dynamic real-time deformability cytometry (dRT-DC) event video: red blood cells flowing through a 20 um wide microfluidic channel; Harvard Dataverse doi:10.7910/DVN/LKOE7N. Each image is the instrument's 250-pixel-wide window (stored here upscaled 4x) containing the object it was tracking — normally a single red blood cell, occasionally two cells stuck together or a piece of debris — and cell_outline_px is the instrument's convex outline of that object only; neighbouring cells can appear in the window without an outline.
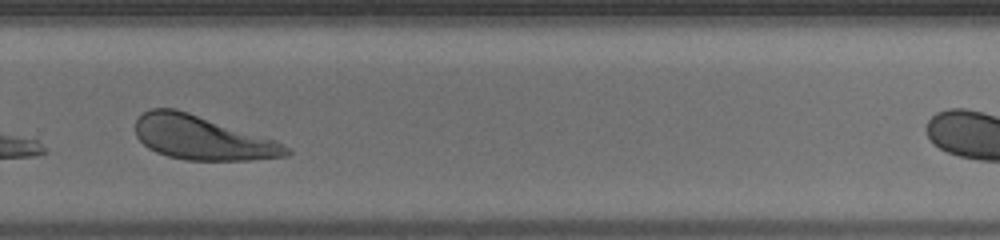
{"species": "human", "species_latin": "Homo sapiens", "temperature_condition": "warm", "stored_images_in_passage": 26, "camera_frame_rate_fps": 3000, "um_per_image_px": 0.085, "donor": {"sex": "male"}, "frame": {"image": 1, "passage_image": 19, "time_ms": 6.0, "image_size_px": [1000, 240], "cell_outline_px": [[292, 152], [288, 156], [252, 160], [184, 160], [168, 156], [156, 152], [148, 148], [136, 136], [136, 120], [144, 112], [152, 108], [176, 108], [276, 140], [288, 148]], "centroid_in_image_um": [17.19, 11.72], "position_along_channel_um": 312.6, "area_um2": 38.55}}
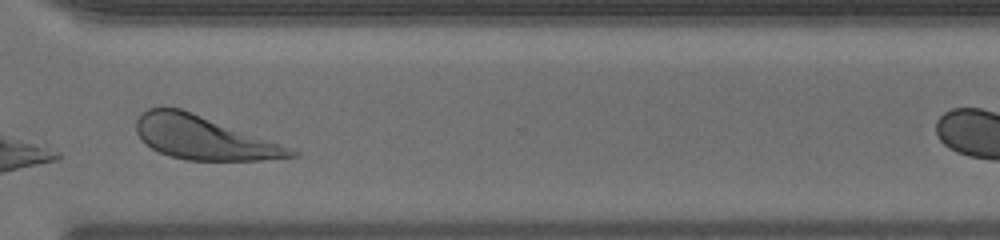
{"frame": {"image": 2, "passage_image": 22, "time_ms": 7.0, "image_size_px": [1000, 240], "cell_outline_px": [[300, 152], [296, 156], [260, 160], [188, 160], [168, 156], [144, 144], [136, 132], [136, 120], [148, 108], [164, 104], [180, 108], [280, 144]], "centroid_in_image_um": [17.22, 11.69], "position_along_channel_um": 353.4, "area_um2": 38.78}}